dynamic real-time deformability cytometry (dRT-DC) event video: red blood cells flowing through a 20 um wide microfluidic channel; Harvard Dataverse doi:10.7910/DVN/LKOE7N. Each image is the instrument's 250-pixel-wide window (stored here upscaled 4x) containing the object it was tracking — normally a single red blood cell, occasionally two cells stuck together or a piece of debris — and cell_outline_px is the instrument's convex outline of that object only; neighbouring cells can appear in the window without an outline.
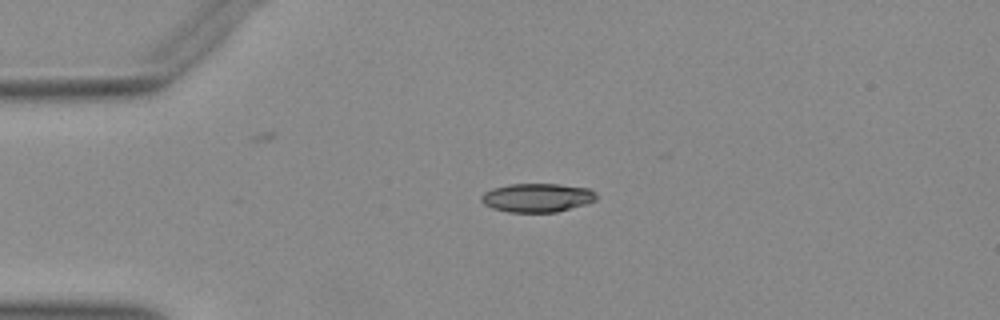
{"species": "Egyptian fruit bat (a non-hibernating species)", "species_latin": "Rousettus aegyptiacus", "temperature_condition": "warm", "stored_images_in_passage": 13, "camera_frame_rate_fps": 3000, "um_per_image_px": 0.085, "animal": {"sex": "female"}, "frame": {"image": 1, "passage_image": 1, "time_ms": 0.0, "image_size_px": [1000, 320], "cell_outline_px": [[596, 200], [588, 204], [556, 212], [508, 212], [492, 208], [484, 204], [480, 200], [480, 196], [484, 192], [492, 188], [508, 184], [560, 184], [588, 188], [596, 192]], "centroid_in_image_um": [45.66, 16.8], "position_along_channel_um": 39.3, "area_um2": 19.48}}
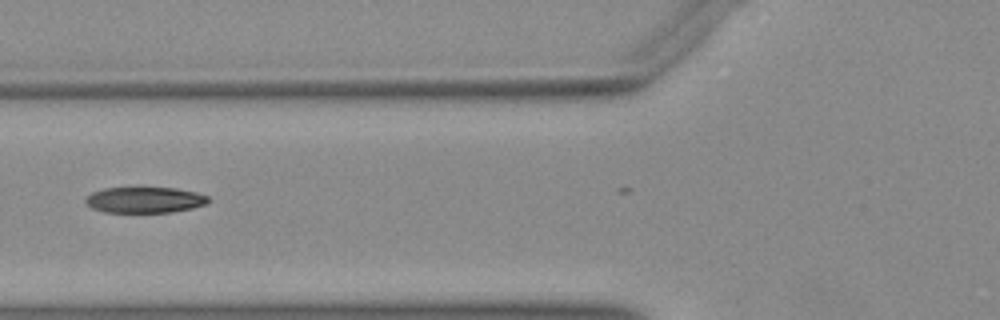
{"frame": {"image": 2, "passage_image": 9, "time_ms": 2.667, "image_size_px": [1000, 320], "cell_outline_px": [[208, 204], [192, 208], [172, 212], [104, 212], [92, 208], [84, 200], [92, 192], [104, 188], [136, 184], [176, 188], [196, 192], [208, 196]], "centroid_in_image_um": [12.29, 16.93], "position_along_channel_um": 113.5, "area_um2": 19.48}}
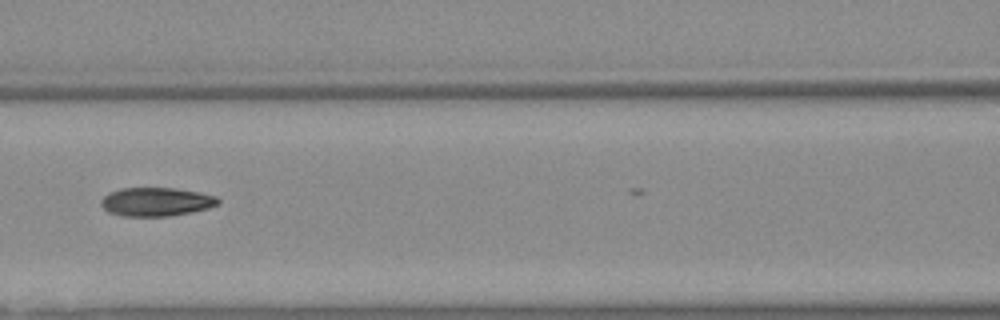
{"frame": {"image": 3, "passage_image": 12, "time_ms": 3.667, "image_size_px": [1000, 320], "cell_outline_px": [[220, 204], [208, 208], [192, 212], [168, 216], [124, 216], [108, 212], [100, 204], [100, 200], [108, 192], [120, 188], [176, 188], [200, 192], [216, 196], [220, 200]], "centroid_in_image_um": [13.28, 17.14], "position_along_channel_um": 153.3, "area_um2": 19.71}}